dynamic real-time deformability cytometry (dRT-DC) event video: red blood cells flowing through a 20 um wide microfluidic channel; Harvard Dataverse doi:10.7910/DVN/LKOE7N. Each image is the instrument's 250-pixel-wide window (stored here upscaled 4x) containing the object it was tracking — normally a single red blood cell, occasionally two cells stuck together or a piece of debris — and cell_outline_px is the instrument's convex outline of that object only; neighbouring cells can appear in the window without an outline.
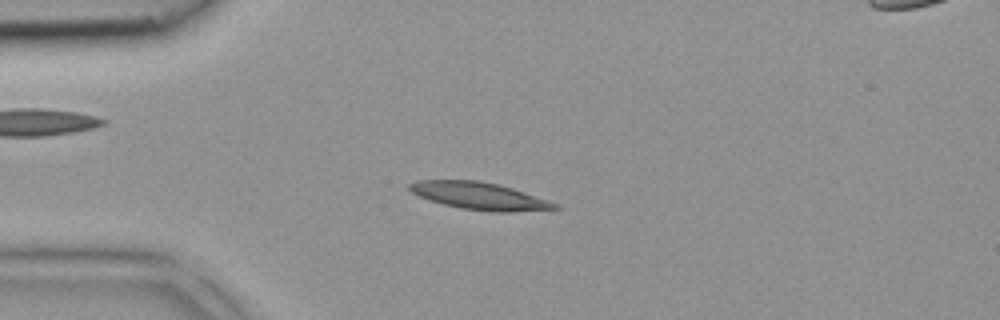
{"species": "common noctule bat (a hibernating species)", "species_latin": "Nyctalus noctula", "temperature_condition": "room temperature", "stored_images_in_passage": 42, "segment_of_instrument_passage": [1, 2], "camera_frame_rate_fps": 3000, "um_per_image_px": 0.085, "animal": {"sex": "female", "body_mass_g": 18.4}, "frame": {"image": 1, "passage_image": 10, "time_ms": 3.0, "image_size_px": [1000, 320], "cell_outline_px": [[560, 208], [508, 212], [492, 212], [460, 208], [444, 204], [420, 196], [412, 192], [408, 188], [408, 184], [416, 180], [476, 180], [496, 184], [512, 188], [548, 200], [556, 204]], "centroid_in_image_um": [40.72, 16.65], "position_along_channel_um": 44.3, "area_um2": 22.72}}
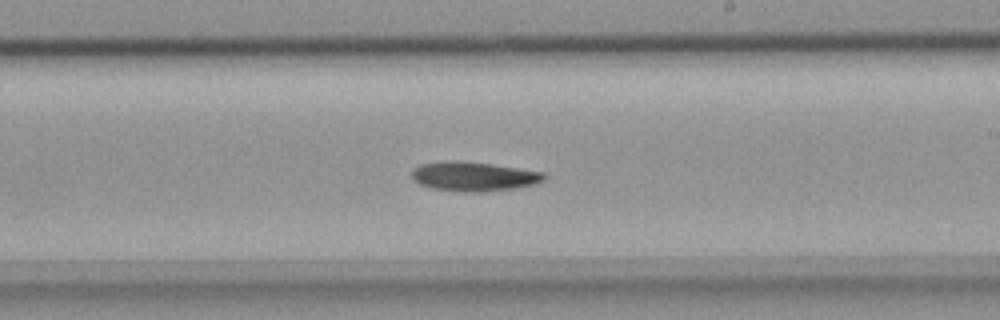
{"frame": {"image": 2, "passage_image": 24, "time_ms": 7.667, "image_size_px": [1000, 320], "cell_outline_px": [[548, 176], [544, 180], [532, 184], [516, 188], [480, 192], [464, 192], [432, 188], [420, 184], [412, 180], [412, 168], [420, 164], [452, 160], [492, 164], [544, 172]], "centroid_in_image_um": [40.25, 14.99], "position_along_channel_um": 248.7, "area_um2": 22.6}}
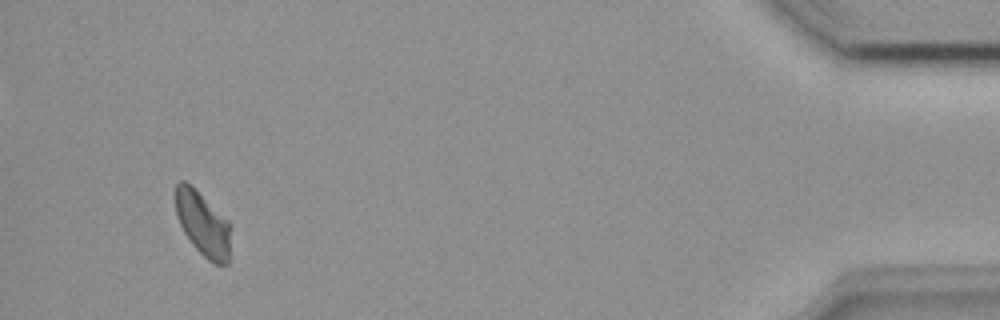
{"frame": {"image": 3, "passage_image": 39, "time_ms": 12.667, "image_size_px": [1000, 320], "cell_outline_px": [[228, 264], [212, 264], [192, 244], [184, 232], [176, 216], [176, 184], [180, 180], [184, 180], [228, 220]], "centroid_in_image_um": [17.2, 19.04], "position_along_channel_um": 418.0, "area_um2": 19.88}}